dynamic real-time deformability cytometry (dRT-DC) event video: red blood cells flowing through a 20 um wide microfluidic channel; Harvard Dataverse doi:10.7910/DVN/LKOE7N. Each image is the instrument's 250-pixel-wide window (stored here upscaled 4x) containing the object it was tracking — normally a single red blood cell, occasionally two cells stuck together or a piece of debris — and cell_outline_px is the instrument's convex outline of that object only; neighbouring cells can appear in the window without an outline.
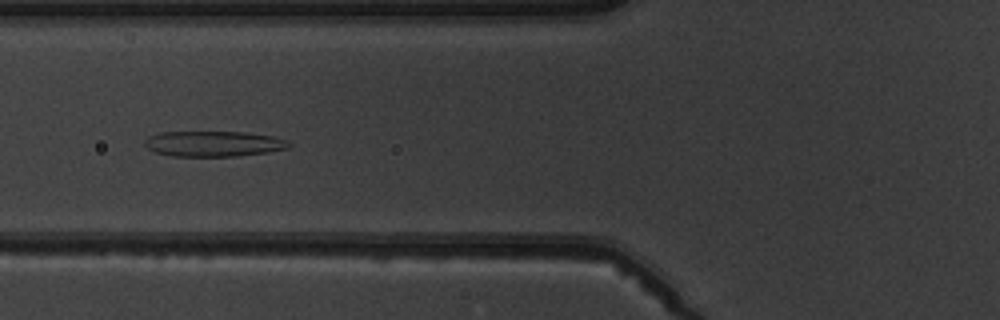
{"species": "common noctule bat (a hibernating species)", "species_latin": "Nyctalus noctula", "temperature_condition": "warm", "stored_images_in_passage": 9, "camera_frame_rate_fps": 3000, "um_per_image_px": 0.085, "animal": {"sex": "male", "body_mass_g": 19.5, "forearm_length_mm": 54.6}, "frame": {"image": 1, "passage_image": 6, "time_ms": 6.667, "image_size_px": [1000, 320], "cell_outline_px": [[292, 144], [288, 148], [268, 152], [240, 156], [172, 156], [152, 152], [144, 144], [144, 140], [148, 136], [160, 132], [244, 132], [272, 136], [288, 140]], "centroid_in_image_um": [18.14, 12.22], "position_along_channel_um": 107.7, "area_um2": 21.62}}
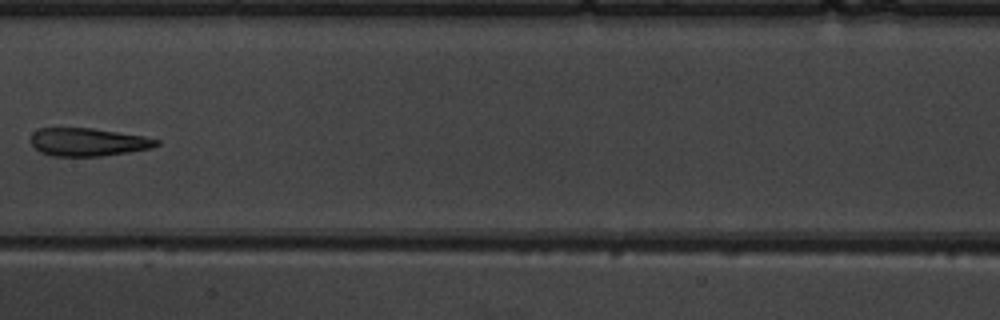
{"frame": {"image": 2, "passage_image": 8, "time_ms": 9.0, "image_size_px": [1000, 320], "cell_outline_px": [[160, 144], [152, 148], [128, 152], [100, 156], [52, 156], [40, 152], [32, 144], [32, 132], [40, 128], [92, 128], [144, 136], [160, 140]], "centroid_in_image_um": [7.5, 12.07], "position_along_channel_um": 199.9, "area_um2": 20.46}}
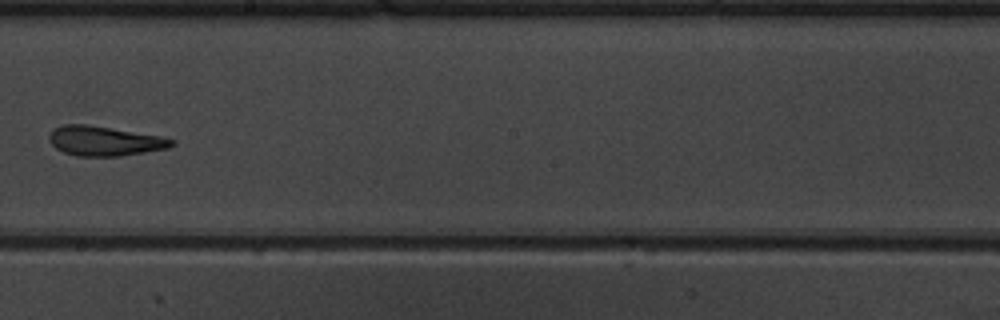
{"frame": {"image": 3, "passage_image": 9, "time_ms": 10.0, "image_size_px": [1000, 320], "cell_outline_px": [[176, 144], [168, 148], [120, 156], [76, 156], [64, 152], [56, 148], [48, 140], [48, 136], [52, 128], [64, 124], [88, 124], [160, 136], [176, 140]], "centroid_in_image_um": [8.86, 11.97], "position_along_channel_um": 239.3, "area_um2": 21.27}}